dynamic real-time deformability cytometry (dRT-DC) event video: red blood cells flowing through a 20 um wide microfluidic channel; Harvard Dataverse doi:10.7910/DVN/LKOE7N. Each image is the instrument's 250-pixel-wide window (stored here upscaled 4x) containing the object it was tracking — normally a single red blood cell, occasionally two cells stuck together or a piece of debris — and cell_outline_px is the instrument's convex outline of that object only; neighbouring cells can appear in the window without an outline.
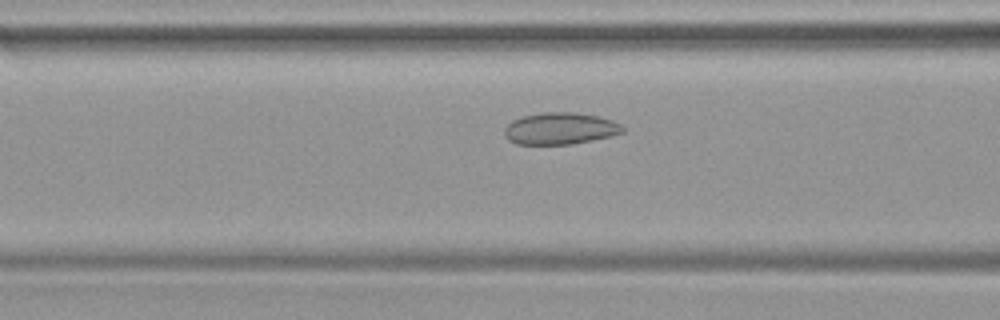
{"species": "common noctule bat (a hibernating species)", "species_latin": "Nyctalus noctula", "temperature_condition": "warm", "stored_images_in_passage": 45, "camera_frame_rate_fps": 3000, "um_per_image_px": 0.085, "animal": {"sex": "female", "body_mass_g": 19.9}, "frame": {"image": 1, "passage_image": 17, "time_ms": 5.333, "image_size_px": [1000, 320], "cell_outline_px": [[624, 132], [592, 140], [572, 144], [516, 144], [508, 140], [504, 136], [504, 128], [512, 120], [524, 116], [544, 112], [576, 112], [600, 116], [612, 120], [620, 124], [624, 128]], "centroid_in_image_um": [47.6, 10.92], "position_along_channel_um": 119.0, "area_um2": 21.96}}
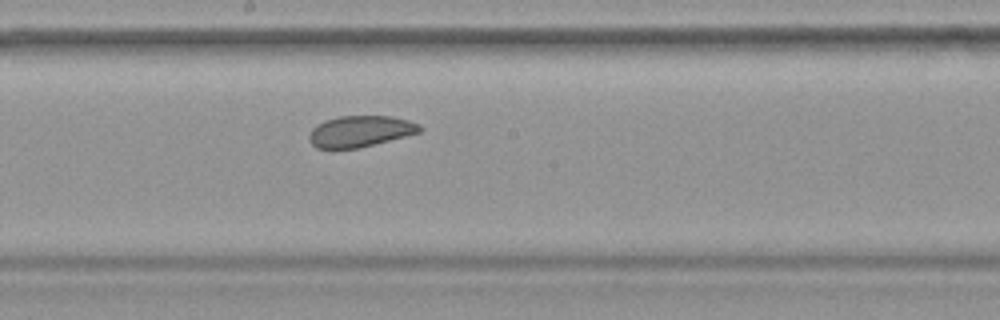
{"frame": {"image": 2, "passage_image": 24, "time_ms": 7.667, "image_size_px": [1000, 320], "cell_outline_px": [[424, 128], [420, 132], [360, 148], [332, 152], [316, 148], [308, 140], [308, 136], [312, 128], [316, 124], [324, 120], [340, 116], [392, 116], [408, 120], [420, 124]], "centroid_in_image_um": [30.55, 11.2], "position_along_channel_um": 217.7, "area_um2": 20.87}}
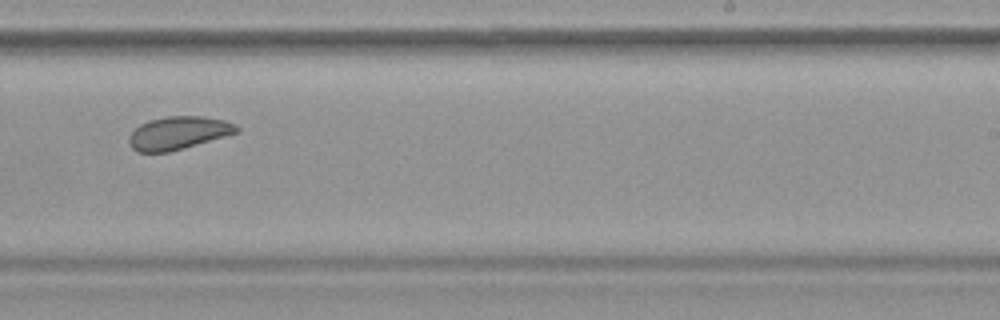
{"frame": {"image": 3, "passage_image": 28, "time_ms": 9.0, "image_size_px": [1000, 320], "cell_outline_px": [[240, 132], [184, 148], [168, 152], [136, 152], [128, 144], [128, 136], [140, 124], [148, 120], [168, 116], [200, 116], [224, 120], [236, 124], [240, 128]], "centroid_in_image_um": [15.15, 11.3], "position_along_channel_um": 273.8, "area_um2": 20.81}}